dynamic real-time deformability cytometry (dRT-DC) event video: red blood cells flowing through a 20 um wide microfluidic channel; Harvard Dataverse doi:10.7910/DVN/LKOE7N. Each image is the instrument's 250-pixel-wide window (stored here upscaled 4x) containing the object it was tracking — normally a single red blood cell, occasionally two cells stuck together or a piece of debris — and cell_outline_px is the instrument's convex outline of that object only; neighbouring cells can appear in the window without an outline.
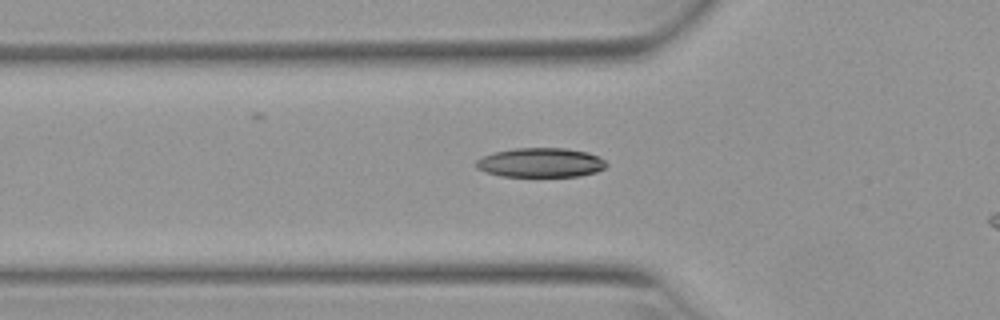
{"species": "Egyptian fruit bat (a non-hibernating species)", "species_latin": "Rousettus aegyptiacus", "temperature_condition": "warm", "stored_images_in_passage": 38, "camera_frame_rate_fps": 3000, "um_per_image_px": 0.085, "animal": {"sex": "female"}, "frame": {"image": 1, "passage_image": 10, "time_ms": 3.0, "image_size_px": [1000, 320], "cell_outline_px": [[608, 164], [604, 168], [596, 172], [580, 176], [500, 176], [484, 172], [476, 168], [476, 160], [484, 156], [496, 152], [516, 148], [564, 148], [588, 152], [604, 160]], "centroid_in_image_um": [45.95, 13.83], "position_along_channel_um": 79.9, "area_um2": 22.2}}
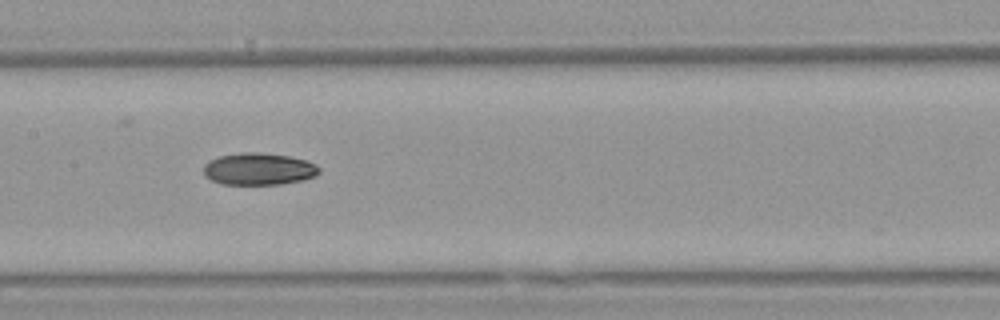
{"frame": {"image": 2, "passage_image": 18, "time_ms": 5.667, "image_size_px": [1000, 320], "cell_outline_px": [[320, 172], [316, 176], [304, 180], [280, 184], [220, 184], [204, 176], [204, 164], [208, 160], [220, 156], [240, 152], [260, 152], [288, 156], [304, 160], [316, 164], [320, 168]], "centroid_in_image_um": [21.99, 14.36], "position_along_channel_um": 185.4, "area_um2": 21.73}}
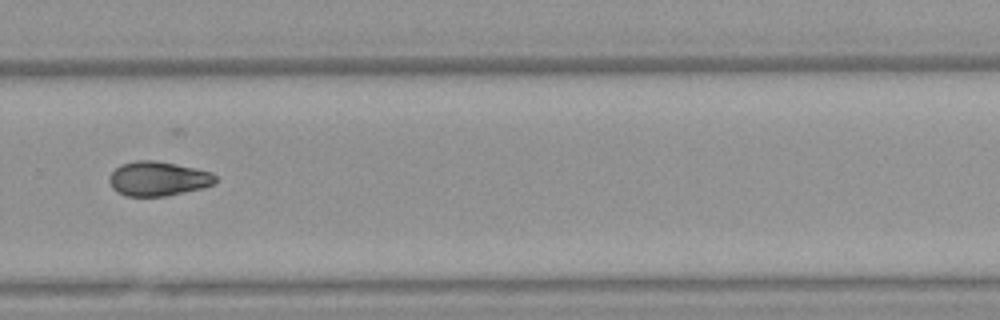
{"frame": {"image": 3, "passage_image": 28, "time_ms": 9.0, "image_size_px": [1000, 320], "cell_outline_px": [[216, 180], [212, 184], [204, 188], [164, 196], [124, 196], [116, 192], [112, 188], [108, 180], [108, 176], [120, 164], [136, 160], [156, 160], [196, 168], [212, 172], [216, 176]], "centroid_in_image_um": [13.4, 15.18], "position_along_channel_um": 316.4, "area_um2": 21.5}, "authors_computed_cell_mechanics": {"area_um2": 21.4438, "velocity_mm_per_s": 3.9462, "shape_relaxation_time_tau1_ms": 8.9349, "shape_relaxation_time_tau2_ms": null, "deformation_change_tau1": 0.188, "deformation_change_tau2": null}}